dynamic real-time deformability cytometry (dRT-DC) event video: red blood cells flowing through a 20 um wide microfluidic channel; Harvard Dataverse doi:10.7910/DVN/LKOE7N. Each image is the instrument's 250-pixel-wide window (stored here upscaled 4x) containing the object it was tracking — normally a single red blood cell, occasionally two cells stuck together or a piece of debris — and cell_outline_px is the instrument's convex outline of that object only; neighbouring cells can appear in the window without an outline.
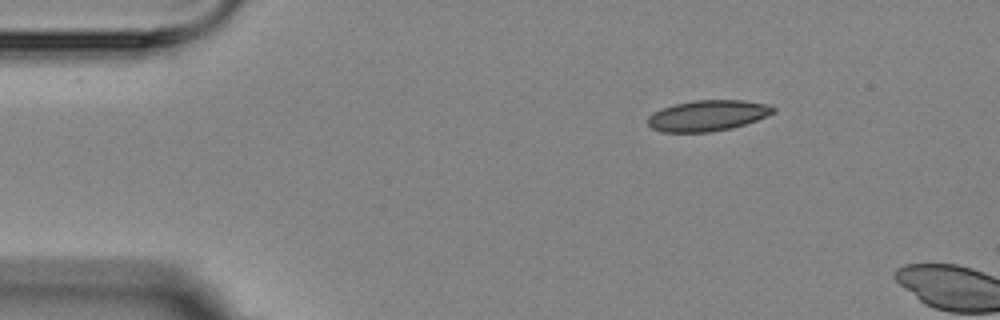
{"species": "Egyptian fruit bat (a non-hibernating species)", "species_latin": "Rousettus aegyptiacus", "temperature_condition": "room temperature", "stored_images_in_passage": 2, "camera_frame_rate_fps": 3000, "um_per_image_px": 0.085, "animal": {"sex": "female"}, "frame": {"image": 1, "passage_image": 1, "time_ms": 0.0, "image_size_px": [1000, 320], "cell_outline_px": [[776, 112], [756, 120], [732, 128], [712, 132], [660, 132], [652, 128], [648, 124], [648, 116], [652, 112], [660, 108], [692, 100], [744, 100], [768, 104], [776, 108]], "centroid_in_image_um": [60.14, 9.82], "position_along_channel_um": 24.9, "area_um2": 22.72}}